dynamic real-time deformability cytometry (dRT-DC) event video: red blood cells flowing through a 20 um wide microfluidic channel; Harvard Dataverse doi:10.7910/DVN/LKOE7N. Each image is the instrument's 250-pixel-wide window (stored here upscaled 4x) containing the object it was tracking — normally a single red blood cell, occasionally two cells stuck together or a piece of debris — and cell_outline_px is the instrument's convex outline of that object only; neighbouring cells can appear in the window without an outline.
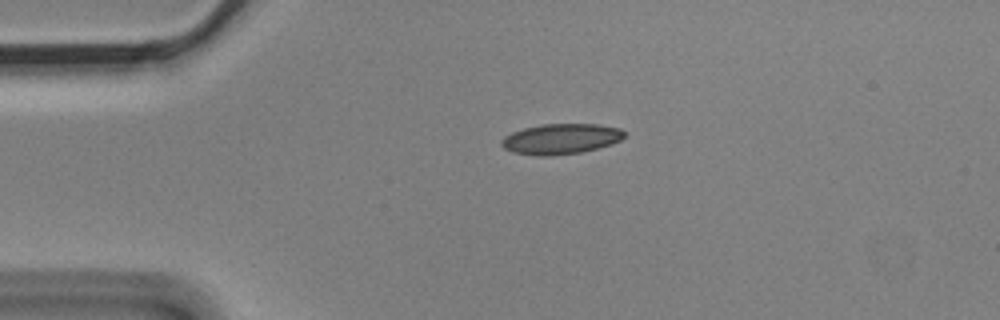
{"species": "Egyptian fruit bat (a non-hibernating species)", "species_latin": "Rousettus aegyptiacus", "temperature_condition": "cold", "stored_images_in_passage": 2, "camera_frame_rate_fps": 3000, "um_per_image_px": 0.085, "animal": {"sex": "male"}, "frame": {"image": 1, "passage_image": 1, "time_ms": 0.0, "image_size_px": [1000, 320], "cell_outline_px": [[624, 136], [620, 140], [612, 144], [580, 152], [552, 156], [536, 156], [512, 152], [504, 148], [500, 144], [500, 140], [504, 136], [512, 132], [524, 128], [544, 124], [596, 124], [620, 128], [624, 132]], "centroid_in_image_um": [47.63, 11.81], "position_along_channel_um": 37.4, "area_um2": 21.79}}